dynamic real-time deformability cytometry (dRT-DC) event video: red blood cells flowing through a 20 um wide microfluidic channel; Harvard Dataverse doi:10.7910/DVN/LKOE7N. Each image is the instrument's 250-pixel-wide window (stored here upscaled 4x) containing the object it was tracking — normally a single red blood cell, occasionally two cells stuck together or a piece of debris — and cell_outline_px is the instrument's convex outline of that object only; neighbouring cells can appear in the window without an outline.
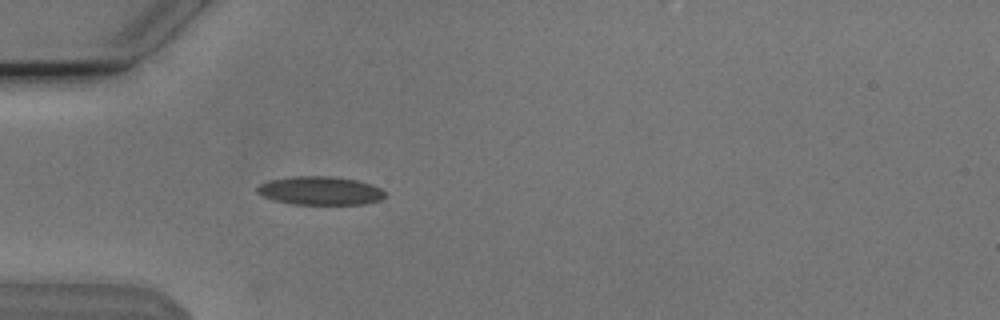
{"species": "Egyptian fruit bat (a non-hibernating species)", "species_latin": "Rousettus aegyptiacus", "temperature_condition": "cold", "stored_images_in_passage": 4, "camera_frame_rate_fps": 3000, "um_per_image_px": 0.085, "animal": {"sex": "male"}, "frame": {"image": 1, "passage_image": 4, "time_ms": 1.0, "image_size_px": [1000, 320], "cell_outline_px": [[384, 196], [380, 200], [364, 204], [292, 204], [276, 200], [264, 196], [256, 192], [256, 188], [260, 184], [268, 180], [292, 176], [336, 176], [356, 180], [372, 184], [380, 188], [384, 192]], "centroid_in_image_um": [27.21, 16.2], "position_along_channel_um": 57.8, "area_um2": 21.21}}